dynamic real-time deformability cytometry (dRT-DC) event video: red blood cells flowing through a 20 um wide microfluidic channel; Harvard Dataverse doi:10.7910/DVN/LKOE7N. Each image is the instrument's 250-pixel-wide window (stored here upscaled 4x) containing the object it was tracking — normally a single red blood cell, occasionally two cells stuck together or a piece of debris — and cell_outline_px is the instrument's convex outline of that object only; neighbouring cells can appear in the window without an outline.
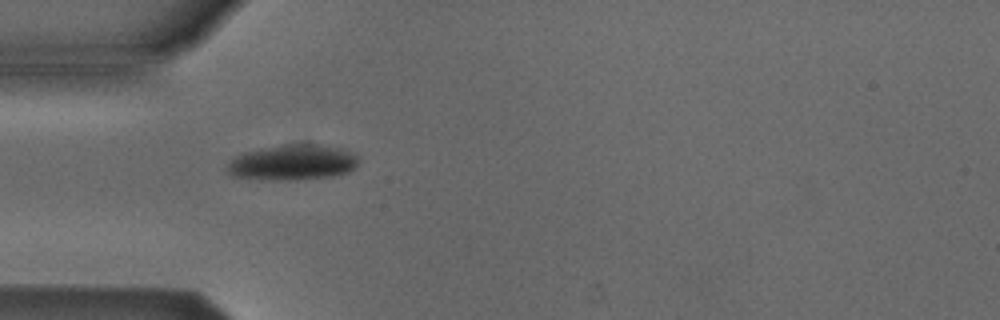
{"species": "Egyptian fruit bat (a non-hibernating species)", "species_latin": "Rousettus aegyptiacus", "temperature_condition": "cold", "stored_images_in_passage": 18, "camera_frame_rate_fps": 3000, "um_per_image_px": 0.085, "animal": {"sex": "male"}, "frame": {"image": 1, "passage_image": 1, "time_ms": 0.0, "image_size_px": [1000, 320], "cell_outline_px": [[360, 160], [348, 172], [332, 176], [288, 180], [272, 180], [232, 176], [228, 172], [228, 164], [236, 156], [244, 152], [280, 144], [316, 144], [340, 148], [352, 152]], "centroid_in_image_um": [24.87, 13.8], "position_along_channel_um": 60.1, "area_um2": 26.93}}
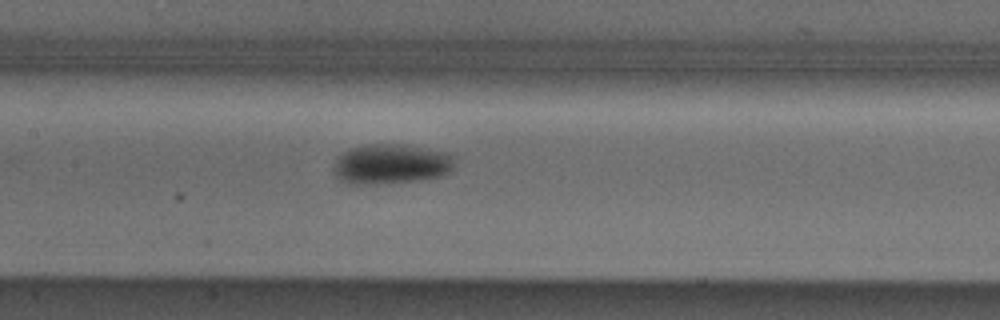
{"frame": {"image": 2, "passage_image": 10, "time_ms": 3.0, "image_size_px": [1000, 320], "cell_outline_px": [[456, 160], [452, 172], [440, 176], [416, 180], [364, 184], [348, 184], [340, 180], [336, 176], [332, 168], [332, 164], [336, 156], [348, 148], [368, 144], [408, 144], [448, 152], [456, 156]], "centroid_in_image_um": [33.24, 13.91], "position_along_channel_um": 174.2, "area_um2": 28.84}}
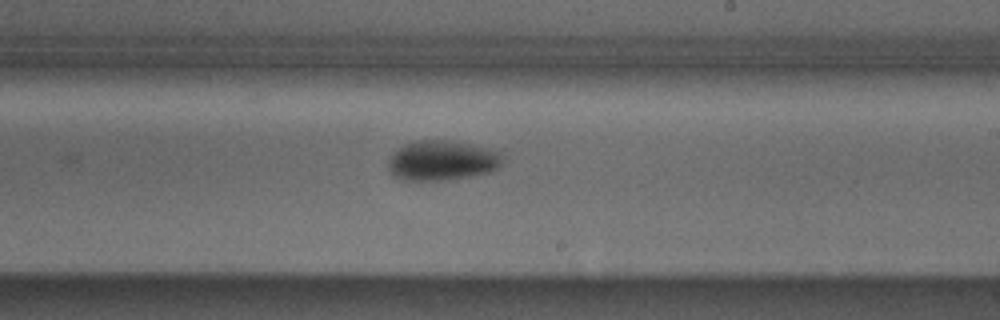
{"frame": {"image": 3, "passage_image": 16, "time_ms": 5.0, "image_size_px": [1000, 320], "cell_outline_px": [[504, 160], [492, 172], [448, 180], [404, 180], [392, 176], [388, 172], [388, 164], [392, 156], [404, 144], [416, 140], [448, 140], [472, 144], [488, 148], [500, 152], [504, 156]], "centroid_in_image_um": [37.6, 13.65], "position_along_channel_um": 251.4, "area_um2": 26.76}}